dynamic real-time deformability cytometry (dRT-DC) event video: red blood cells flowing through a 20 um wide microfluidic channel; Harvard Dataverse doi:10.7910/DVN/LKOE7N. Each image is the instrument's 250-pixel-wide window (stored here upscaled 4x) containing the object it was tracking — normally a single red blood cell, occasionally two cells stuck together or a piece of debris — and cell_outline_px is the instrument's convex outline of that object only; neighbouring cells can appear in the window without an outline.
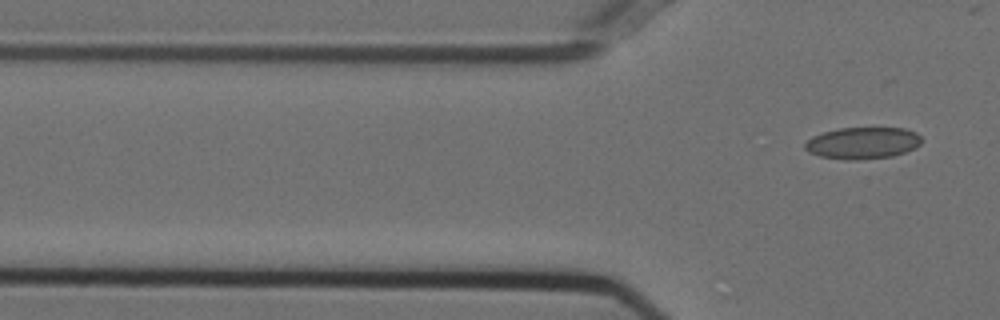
{"species": "Egyptian fruit bat (a non-hibernating species)", "species_latin": "Rousettus aegyptiacus", "temperature_condition": "cold", "stored_images_in_passage": 5, "camera_frame_rate_fps": 3000, "um_per_image_px": 0.085, "animal": {"sex": "female"}, "frame": {"image": 1, "passage_image": 5, "time_ms": 1.333, "image_size_px": [1000, 320], "cell_outline_px": [[924, 140], [916, 148], [892, 156], [856, 160], [844, 160], [820, 156], [808, 152], [804, 148], [804, 144], [812, 136], [824, 132], [840, 128], [904, 128], [916, 132]], "centroid_in_image_um": [73.34, 12.16], "position_along_channel_um": 52.5, "area_um2": 21.68}}